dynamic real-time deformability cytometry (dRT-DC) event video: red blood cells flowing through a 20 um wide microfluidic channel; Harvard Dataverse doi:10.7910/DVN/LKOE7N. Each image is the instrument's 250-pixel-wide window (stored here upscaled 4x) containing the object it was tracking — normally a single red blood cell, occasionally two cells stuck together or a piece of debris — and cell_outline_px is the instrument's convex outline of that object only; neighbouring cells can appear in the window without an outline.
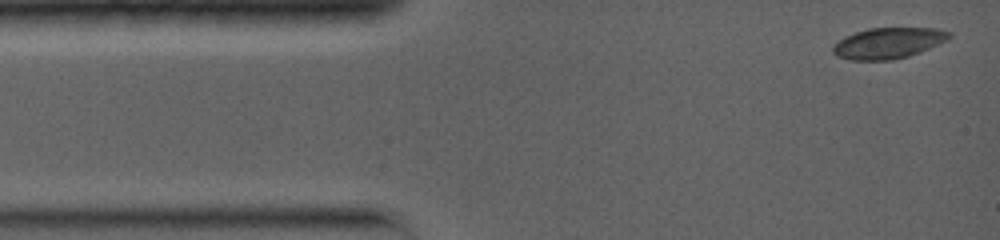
{"species": "common noctule bat (a hibernating species)", "species_latin": "Nyctalus noctula", "temperature_condition": "warm", "stored_images_in_passage": 24, "camera_frame_rate_fps": 5000, "um_per_image_px": 0.085, "animal": {"sex": "female", "body_mass_g": 19.0, "forearm_length_mm": 56.7}, "frame": {"image": 1, "passage_image": 1, "time_ms": 0.0, "image_size_px": [1000, 240], "cell_outline_px": [[952, 36], [948, 40], [920, 52], [908, 56], [892, 60], [848, 60], [836, 56], [832, 52], [832, 48], [844, 36], [868, 28], [940, 28], [952, 32]], "centroid_in_image_um": [75.53, 3.66], "position_along_channel_um": 9.5, "area_um2": 21.1}}
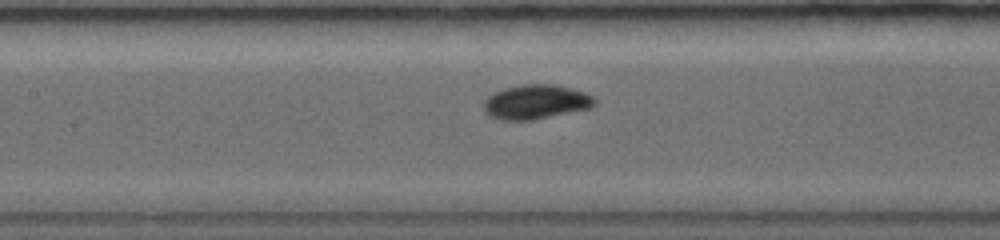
{"frame": {"image": 2, "passage_image": 11, "time_ms": 5.6, "image_size_px": [1000, 240], "cell_outline_px": [[596, 104], [588, 108], [532, 120], [500, 120], [492, 116], [484, 108], [484, 100], [488, 96], [504, 88], [524, 84], [552, 84], [572, 88], [596, 96]], "centroid_in_image_um": [45.58, 8.65], "position_along_channel_um": 161.8, "area_um2": 22.02}}
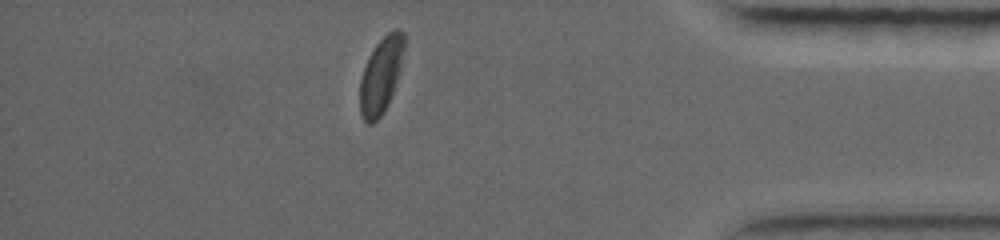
{"frame": {"image": 3, "passage_image": 24, "time_ms": 12.6, "image_size_px": [1000, 240], "cell_outline_px": [[404, 48], [400, 68], [388, 104], [380, 116], [372, 124], [368, 124], [364, 120], [360, 112], [360, 80], [368, 56], [376, 44], [388, 32], [396, 28], [404, 32]], "centroid_in_image_um": [32.37, 6.38], "position_along_channel_um": 402.8, "area_um2": 19.31}, "authors_computed_cell_mechanics": {"area_um2": 21.1259, "velocity_mm_per_s": 3.9129, "shape_relaxation_time_tau1_ms": 1.9287, "shape_relaxation_time_tau2_ms": null, "deformation_change_tau1": 0.1082, "deformation_change_tau2": null}}